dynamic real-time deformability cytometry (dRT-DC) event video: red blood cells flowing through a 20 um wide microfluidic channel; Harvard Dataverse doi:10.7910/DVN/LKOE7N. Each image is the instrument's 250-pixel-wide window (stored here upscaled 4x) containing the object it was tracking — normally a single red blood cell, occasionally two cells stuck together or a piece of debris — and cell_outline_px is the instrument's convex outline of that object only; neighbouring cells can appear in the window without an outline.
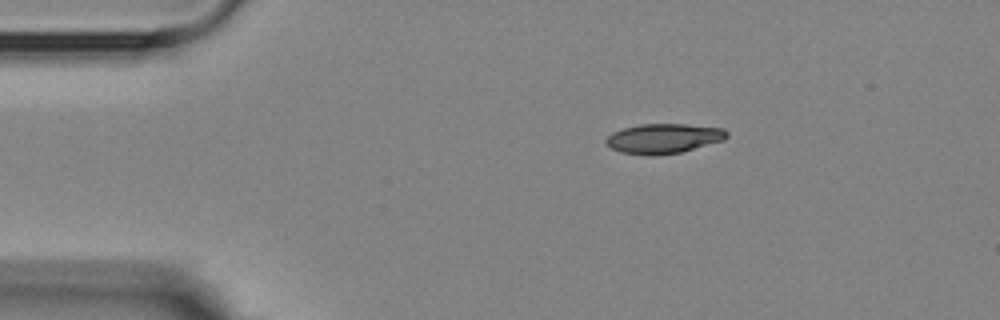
{"species": "Egyptian fruit bat (a non-hibernating species)", "species_latin": "Rousettus aegyptiacus", "temperature_condition": "room temperature", "stored_images_in_passage": 5, "camera_frame_rate_fps": 3000, "um_per_image_px": 0.085, "animal": {"sex": "female"}, "frame": {"image": 1, "passage_image": 1, "time_ms": 0.0, "image_size_px": [1000, 320], "cell_outline_px": [[728, 136], [724, 140], [680, 152], [652, 156], [620, 152], [612, 148], [604, 140], [612, 132], [624, 128], [640, 124], [684, 124], [724, 128], [728, 132]], "centroid_in_image_um": [56.41, 11.77], "position_along_channel_um": 28.6, "area_um2": 20.87}}
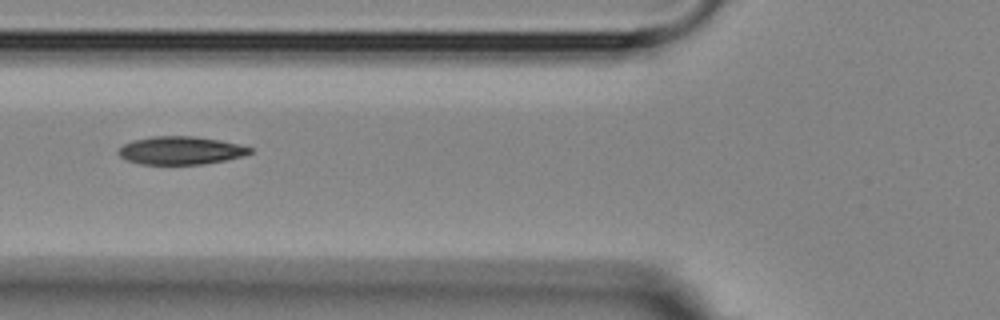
{"frame": {"image": 2, "passage_image": 4, "time_ms": 3.667, "image_size_px": [1000, 320], "cell_outline_px": [[252, 152], [244, 156], [228, 160], [204, 164], [140, 164], [124, 160], [116, 152], [124, 144], [132, 140], [152, 136], [192, 136], [220, 140], [240, 144], [252, 148]], "centroid_in_image_um": [15.36, 12.79], "position_along_channel_um": 110.4, "area_um2": 21.73}}
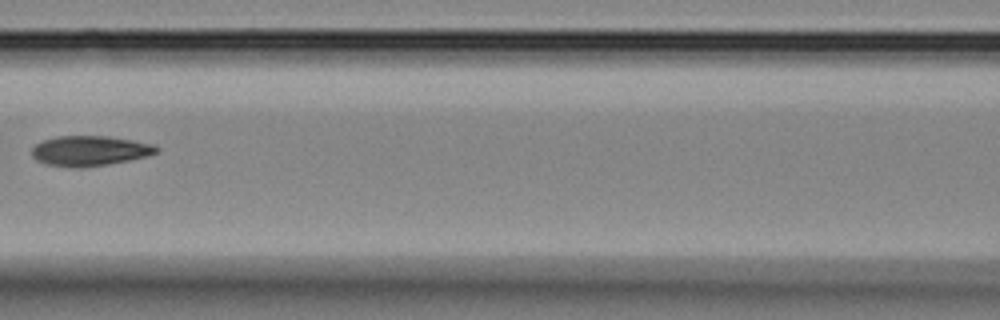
{"frame": {"image": 3, "passage_image": 5, "time_ms": 5.0, "image_size_px": [1000, 320], "cell_outline_px": [[160, 148], [156, 152], [148, 156], [108, 164], [80, 168], [72, 168], [44, 164], [36, 160], [32, 156], [32, 148], [36, 144], [44, 140], [56, 136], [108, 136], [156, 144]], "centroid_in_image_um": [7.62, 12.82], "position_along_channel_um": 159.0, "area_um2": 22.02}}